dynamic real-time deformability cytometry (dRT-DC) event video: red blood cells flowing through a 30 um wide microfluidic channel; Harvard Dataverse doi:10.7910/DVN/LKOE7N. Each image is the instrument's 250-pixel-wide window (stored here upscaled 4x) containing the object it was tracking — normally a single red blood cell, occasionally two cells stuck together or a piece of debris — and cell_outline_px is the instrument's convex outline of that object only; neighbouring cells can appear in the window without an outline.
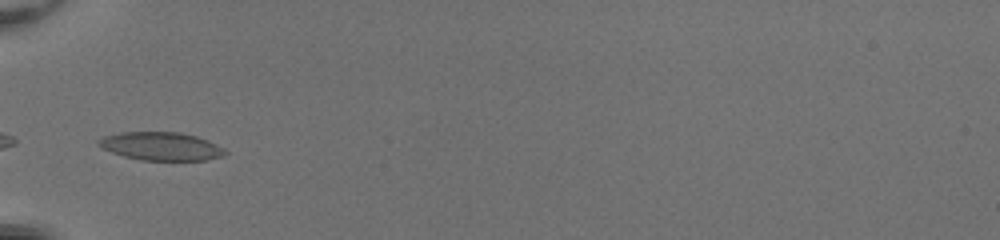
{"species": "common noctule bat (a hibernating species)", "species_latin": "Nyctalus noctula", "temperature_condition": "room temperature", "stored_images_in_passage": 12, "camera_frame_rate_fps": 3000, "um_per_image_px": 0.085, "animal": {"sex": "female", "body_mass_g": 20.0, "forearm_length_mm": 54.0}, "frame": {"image": 1, "passage_image": 1, "time_ms": 0.0, "image_size_px": [1000, 240], "cell_outline_px": [[228, 152], [224, 156], [208, 160], [140, 160], [124, 156], [112, 152], [96, 144], [96, 140], [104, 136], [120, 132], [180, 132], [196, 136], [208, 140], [224, 148]], "centroid_in_image_um": [13.71, 12.43], "position_along_channel_um": 71.3, "area_um2": 20.92}}
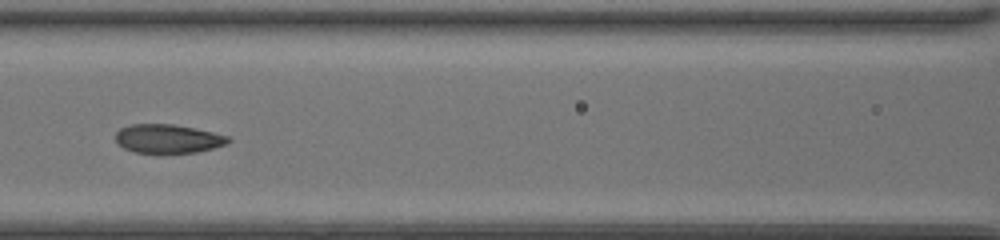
{"frame": {"image": 2, "passage_image": 7, "time_ms": 2.0, "image_size_px": [1000, 240], "cell_outline_px": [[232, 140], [228, 144], [196, 152], [136, 152], [124, 148], [116, 140], [116, 132], [120, 128], [132, 124], [172, 124], [212, 132], [228, 136]], "centroid_in_image_um": [14.29, 11.78], "position_along_channel_um": 152.3, "area_um2": 18.55}}
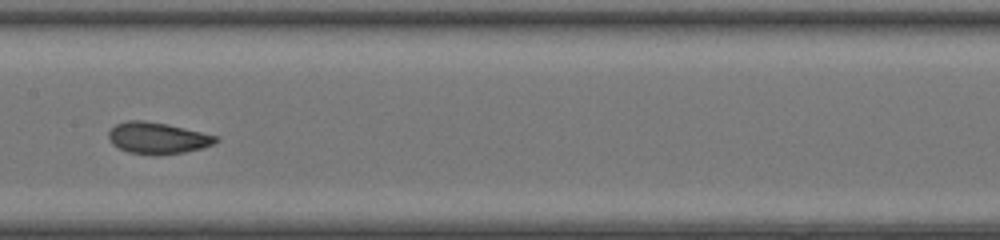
{"frame": {"image": 3, "passage_image": 10, "time_ms": 3.0, "image_size_px": [1000, 240], "cell_outline_px": [[220, 140], [204, 148], [184, 152], [156, 156], [128, 152], [112, 144], [108, 136], [108, 132], [116, 124], [128, 120], [144, 120], [168, 124], [220, 136]], "centroid_in_image_um": [13.43, 11.74], "position_along_channel_um": 194.0, "area_um2": 19.94}}